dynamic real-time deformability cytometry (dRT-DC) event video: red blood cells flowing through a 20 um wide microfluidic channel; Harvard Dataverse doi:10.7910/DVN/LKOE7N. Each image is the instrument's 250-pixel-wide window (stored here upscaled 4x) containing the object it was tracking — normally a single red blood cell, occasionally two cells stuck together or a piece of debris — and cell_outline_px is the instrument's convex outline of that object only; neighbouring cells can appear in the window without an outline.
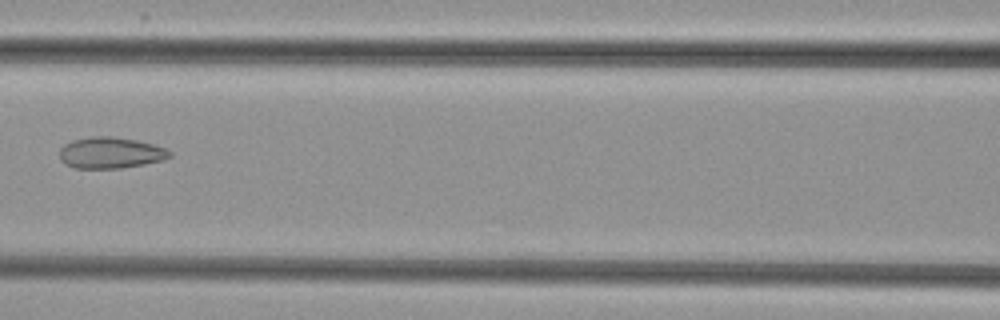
{"species": "common noctule bat (a hibernating species)", "species_latin": "Nyctalus noctula", "temperature_condition": "cold", "stored_images_in_passage": 4, "camera_frame_rate_fps": 3000, "um_per_image_px": 0.085, "animal": {"sex": "female", "body_mass_g": 29.2, "forearm_length_mm": 56.3}, "frame": {"image": 1, "passage_image": 4, "time_ms": 3.333, "image_size_px": [1000, 320], "cell_outline_px": [[172, 156], [160, 160], [144, 164], [120, 168], [76, 168], [64, 164], [60, 160], [60, 148], [64, 144], [72, 140], [92, 136], [112, 136], [136, 140], [152, 144], [164, 148], [172, 152]], "centroid_in_image_um": [9.36, 12.98], "position_along_channel_um": 157.2, "area_um2": 20.0}}